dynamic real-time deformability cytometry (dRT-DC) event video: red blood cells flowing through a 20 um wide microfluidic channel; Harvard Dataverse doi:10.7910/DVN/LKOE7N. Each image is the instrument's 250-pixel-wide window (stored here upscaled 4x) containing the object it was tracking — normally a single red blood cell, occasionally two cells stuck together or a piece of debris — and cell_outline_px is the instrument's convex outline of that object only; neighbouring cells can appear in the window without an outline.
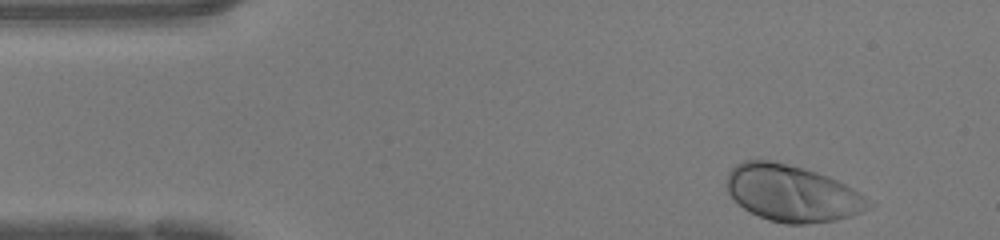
{"species": "human", "species_latin": "Homo sapiens", "temperature_condition": "warm", "stored_images_in_passage": 35, "camera_frame_rate_fps": 3000, "um_per_image_px": 0.085, "donor": {"sex": "female"}, "frame": {"image": 1, "passage_image": 1, "time_ms": 0.0, "image_size_px": [1000, 240], "cell_outline_px": [[876, 204], [852, 216], [836, 220], [804, 224], [784, 224], [768, 220], [744, 208], [728, 192], [724, 184], [728, 172], [736, 164], [744, 160], [768, 160], [788, 164], [804, 168], [828, 176], [852, 188]], "centroid_in_image_um": [67.32, 16.43], "position_along_channel_um": 17.7, "area_um2": 46.7}}
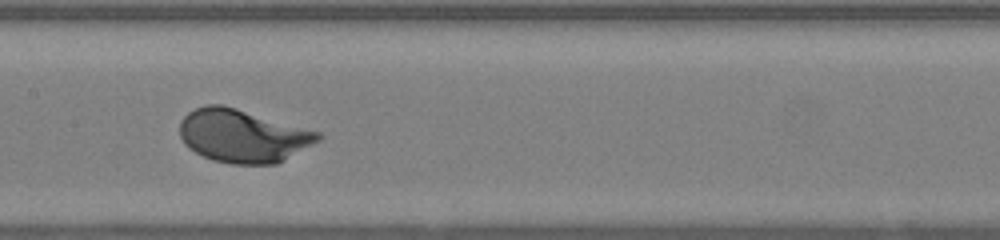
{"frame": {"image": 2, "passage_image": 19, "time_ms": 6.0, "image_size_px": [1000, 240], "cell_outline_px": [[324, 136], [320, 140], [284, 160], [276, 164], [232, 164], [212, 160], [188, 148], [184, 144], [180, 136], [180, 120], [188, 112], [204, 104], [220, 104], [236, 108], [320, 132]], "centroid_in_image_um": [20.62, 11.55], "position_along_channel_um": 186.8, "area_um2": 42.71}}
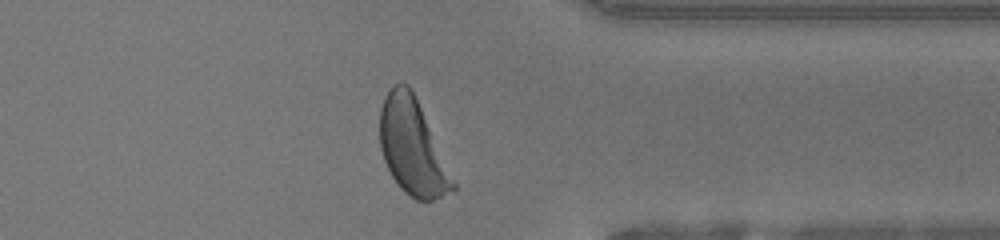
{"frame": {"image": 3, "passage_image": 33, "time_ms": 10.667, "image_size_px": [1000, 240], "cell_outline_px": [[456, 188], [432, 200], [416, 200], [408, 196], [396, 184], [384, 160], [380, 148], [380, 108], [384, 96], [392, 84], [408, 84], [420, 108], [456, 184]], "centroid_in_image_um": [35.0, 12.52], "position_along_channel_um": 376.4, "area_um2": 39.88}, "authors_computed_cell_mechanics": {"area_um2": 42.483, "velocity_mm_per_s": 4.2402, "shape_relaxation_time_tau1_ms": 1.4392, "shape_relaxation_time_tau2_ms": null, "deformation_change_tau1": 0.1588, "deformation_change_tau2": null}}